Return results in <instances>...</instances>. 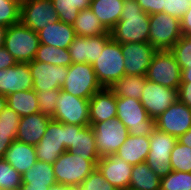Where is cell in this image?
Segmentation results:
<instances>
[{"mask_svg":"<svg viewBox=\"0 0 191 190\" xmlns=\"http://www.w3.org/2000/svg\"><path fill=\"white\" fill-rule=\"evenodd\" d=\"M149 16L136 0H124L120 20L110 31L112 39L122 44L149 43Z\"/></svg>","mask_w":191,"mask_h":190,"instance_id":"1","label":"cell"},{"mask_svg":"<svg viewBox=\"0 0 191 190\" xmlns=\"http://www.w3.org/2000/svg\"><path fill=\"white\" fill-rule=\"evenodd\" d=\"M100 157H81L65 151L53 164L56 183L77 188L97 168Z\"/></svg>","mask_w":191,"mask_h":190,"instance_id":"2","label":"cell"},{"mask_svg":"<svg viewBox=\"0 0 191 190\" xmlns=\"http://www.w3.org/2000/svg\"><path fill=\"white\" fill-rule=\"evenodd\" d=\"M117 118L131 136H150L156 128L155 119L149 117L140 100L116 97Z\"/></svg>","mask_w":191,"mask_h":190,"instance_id":"3","label":"cell"},{"mask_svg":"<svg viewBox=\"0 0 191 190\" xmlns=\"http://www.w3.org/2000/svg\"><path fill=\"white\" fill-rule=\"evenodd\" d=\"M38 33L24 26L21 22L7 27L4 48L15 58L17 63H30L39 48Z\"/></svg>","mask_w":191,"mask_h":190,"instance_id":"4","label":"cell"},{"mask_svg":"<svg viewBox=\"0 0 191 190\" xmlns=\"http://www.w3.org/2000/svg\"><path fill=\"white\" fill-rule=\"evenodd\" d=\"M125 59L122 55L121 43L111 39L92 67L102 87L110 88L125 75Z\"/></svg>","mask_w":191,"mask_h":190,"instance_id":"5","label":"cell"},{"mask_svg":"<svg viewBox=\"0 0 191 190\" xmlns=\"http://www.w3.org/2000/svg\"><path fill=\"white\" fill-rule=\"evenodd\" d=\"M95 71L89 63H72L68 67V75L61 89L75 97L90 99L102 89Z\"/></svg>","mask_w":191,"mask_h":190,"instance_id":"6","label":"cell"},{"mask_svg":"<svg viewBox=\"0 0 191 190\" xmlns=\"http://www.w3.org/2000/svg\"><path fill=\"white\" fill-rule=\"evenodd\" d=\"M150 151L146 163L151 170L161 179L171 173V152L177 143V138L155 128L151 135Z\"/></svg>","mask_w":191,"mask_h":190,"instance_id":"7","label":"cell"},{"mask_svg":"<svg viewBox=\"0 0 191 190\" xmlns=\"http://www.w3.org/2000/svg\"><path fill=\"white\" fill-rule=\"evenodd\" d=\"M182 70L170 50H158L146 72V79L165 87L178 90Z\"/></svg>","mask_w":191,"mask_h":190,"instance_id":"8","label":"cell"},{"mask_svg":"<svg viewBox=\"0 0 191 190\" xmlns=\"http://www.w3.org/2000/svg\"><path fill=\"white\" fill-rule=\"evenodd\" d=\"M149 43L157 50H170L182 36L180 19L160 12L149 16Z\"/></svg>","mask_w":191,"mask_h":190,"instance_id":"9","label":"cell"},{"mask_svg":"<svg viewBox=\"0 0 191 190\" xmlns=\"http://www.w3.org/2000/svg\"><path fill=\"white\" fill-rule=\"evenodd\" d=\"M100 157L115 155L129 135L126 126L117 117L104 122L90 124Z\"/></svg>","mask_w":191,"mask_h":190,"instance_id":"10","label":"cell"},{"mask_svg":"<svg viewBox=\"0 0 191 190\" xmlns=\"http://www.w3.org/2000/svg\"><path fill=\"white\" fill-rule=\"evenodd\" d=\"M52 119L61 123L83 127L90 125L89 99L75 97L60 89L55 114Z\"/></svg>","mask_w":191,"mask_h":190,"instance_id":"11","label":"cell"},{"mask_svg":"<svg viewBox=\"0 0 191 190\" xmlns=\"http://www.w3.org/2000/svg\"><path fill=\"white\" fill-rule=\"evenodd\" d=\"M66 149V124L51 120L45 134L35 145L37 160L54 164Z\"/></svg>","mask_w":191,"mask_h":190,"instance_id":"12","label":"cell"},{"mask_svg":"<svg viewBox=\"0 0 191 190\" xmlns=\"http://www.w3.org/2000/svg\"><path fill=\"white\" fill-rule=\"evenodd\" d=\"M58 20L52 0H24L20 5V22L35 32Z\"/></svg>","mask_w":191,"mask_h":190,"instance_id":"13","label":"cell"},{"mask_svg":"<svg viewBox=\"0 0 191 190\" xmlns=\"http://www.w3.org/2000/svg\"><path fill=\"white\" fill-rule=\"evenodd\" d=\"M141 100L149 117L156 118L178 100V90L165 87L145 78Z\"/></svg>","mask_w":191,"mask_h":190,"instance_id":"14","label":"cell"},{"mask_svg":"<svg viewBox=\"0 0 191 190\" xmlns=\"http://www.w3.org/2000/svg\"><path fill=\"white\" fill-rule=\"evenodd\" d=\"M28 65L35 92L61 89L68 75V67L66 66H57L34 60Z\"/></svg>","mask_w":191,"mask_h":190,"instance_id":"15","label":"cell"},{"mask_svg":"<svg viewBox=\"0 0 191 190\" xmlns=\"http://www.w3.org/2000/svg\"><path fill=\"white\" fill-rule=\"evenodd\" d=\"M156 128L179 138L191 128V108L177 100L155 120Z\"/></svg>","mask_w":191,"mask_h":190,"instance_id":"16","label":"cell"},{"mask_svg":"<svg viewBox=\"0 0 191 190\" xmlns=\"http://www.w3.org/2000/svg\"><path fill=\"white\" fill-rule=\"evenodd\" d=\"M121 50L125 59V74L146 75L147 69L158 51L150 43L129 42L122 44Z\"/></svg>","mask_w":191,"mask_h":190,"instance_id":"17","label":"cell"},{"mask_svg":"<svg viewBox=\"0 0 191 190\" xmlns=\"http://www.w3.org/2000/svg\"><path fill=\"white\" fill-rule=\"evenodd\" d=\"M111 39V34L91 37L76 35L74 41L68 47L72 63L94 64Z\"/></svg>","mask_w":191,"mask_h":190,"instance_id":"18","label":"cell"},{"mask_svg":"<svg viewBox=\"0 0 191 190\" xmlns=\"http://www.w3.org/2000/svg\"><path fill=\"white\" fill-rule=\"evenodd\" d=\"M133 165L115 155L100 157L97 168L106 181L117 190H126L130 186V177Z\"/></svg>","mask_w":191,"mask_h":190,"instance_id":"19","label":"cell"},{"mask_svg":"<svg viewBox=\"0 0 191 190\" xmlns=\"http://www.w3.org/2000/svg\"><path fill=\"white\" fill-rule=\"evenodd\" d=\"M30 89H33V79L28 63H17L8 69L0 70V94L8 96Z\"/></svg>","mask_w":191,"mask_h":190,"instance_id":"20","label":"cell"},{"mask_svg":"<svg viewBox=\"0 0 191 190\" xmlns=\"http://www.w3.org/2000/svg\"><path fill=\"white\" fill-rule=\"evenodd\" d=\"M117 117L116 96L103 87L89 99V122L96 124Z\"/></svg>","mask_w":191,"mask_h":190,"instance_id":"21","label":"cell"},{"mask_svg":"<svg viewBox=\"0 0 191 190\" xmlns=\"http://www.w3.org/2000/svg\"><path fill=\"white\" fill-rule=\"evenodd\" d=\"M51 120L50 117L39 112L20 117L16 140L35 146L45 134Z\"/></svg>","mask_w":191,"mask_h":190,"instance_id":"22","label":"cell"},{"mask_svg":"<svg viewBox=\"0 0 191 190\" xmlns=\"http://www.w3.org/2000/svg\"><path fill=\"white\" fill-rule=\"evenodd\" d=\"M3 159L22 176L37 161L35 146L14 140Z\"/></svg>","mask_w":191,"mask_h":190,"instance_id":"23","label":"cell"},{"mask_svg":"<svg viewBox=\"0 0 191 190\" xmlns=\"http://www.w3.org/2000/svg\"><path fill=\"white\" fill-rule=\"evenodd\" d=\"M41 44L68 49L76 37L73 25L58 20L37 32Z\"/></svg>","mask_w":191,"mask_h":190,"instance_id":"24","label":"cell"},{"mask_svg":"<svg viewBox=\"0 0 191 190\" xmlns=\"http://www.w3.org/2000/svg\"><path fill=\"white\" fill-rule=\"evenodd\" d=\"M150 151L149 136L128 135L124 144L117 150L115 156L122 158L125 162L136 165L146 162Z\"/></svg>","mask_w":191,"mask_h":190,"instance_id":"25","label":"cell"},{"mask_svg":"<svg viewBox=\"0 0 191 190\" xmlns=\"http://www.w3.org/2000/svg\"><path fill=\"white\" fill-rule=\"evenodd\" d=\"M124 0H91L90 9L110 32L120 20Z\"/></svg>","mask_w":191,"mask_h":190,"instance_id":"26","label":"cell"},{"mask_svg":"<svg viewBox=\"0 0 191 190\" xmlns=\"http://www.w3.org/2000/svg\"><path fill=\"white\" fill-rule=\"evenodd\" d=\"M22 184L26 187H52L56 185L53 164L37 160L36 163L22 175Z\"/></svg>","mask_w":191,"mask_h":190,"instance_id":"27","label":"cell"},{"mask_svg":"<svg viewBox=\"0 0 191 190\" xmlns=\"http://www.w3.org/2000/svg\"><path fill=\"white\" fill-rule=\"evenodd\" d=\"M6 103L20 117L38 113L40 109L37 102V93L33 89L15 92L6 96Z\"/></svg>","mask_w":191,"mask_h":190,"instance_id":"28","label":"cell"},{"mask_svg":"<svg viewBox=\"0 0 191 190\" xmlns=\"http://www.w3.org/2000/svg\"><path fill=\"white\" fill-rule=\"evenodd\" d=\"M160 178L146 162L133 165L130 177V190H160Z\"/></svg>","mask_w":191,"mask_h":190,"instance_id":"29","label":"cell"},{"mask_svg":"<svg viewBox=\"0 0 191 190\" xmlns=\"http://www.w3.org/2000/svg\"><path fill=\"white\" fill-rule=\"evenodd\" d=\"M75 34L78 36H99L111 34L94 15L90 8L83 9L79 12L75 23L73 24Z\"/></svg>","mask_w":191,"mask_h":190,"instance_id":"30","label":"cell"},{"mask_svg":"<svg viewBox=\"0 0 191 190\" xmlns=\"http://www.w3.org/2000/svg\"><path fill=\"white\" fill-rule=\"evenodd\" d=\"M145 76L127 75L116 81L110 89L116 97L134 98L141 100L142 92L145 89Z\"/></svg>","mask_w":191,"mask_h":190,"instance_id":"31","label":"cell"},{"mask_svg":"<svg viewBox=\"0 0 191 190\" xmlns=\"http://www.w3.org/2000/svg\"><path fill=\"white\" fill-rule=\"evenodd\" d=\"M34 61H41L52 65L66 67H69L72 64L68 49L57 48L55 46L41 43L36 52Z\"/></svg>","mask_w":191,"mask_h":190,"instance_id":"32","label":"cell"},{"mask_svg":"<svg viewBox=\"0 0 191 190\" xmlns=\"http://www.w3.org/2000/svg\"><path fill=\"white\" fill-rule=\"evenodd\" d=\"M70 152L81 157H100L96 148L94 132L90 125L82 127L76 134L75 148Z\"/></svg>","mask_w":191,"mask_h":190,"instance_id":"33","label":"cell"},{"mask_svg":"<svg viewBox=\"0 0 191 190\" xmlns=\"http://www.w3.org/2000/svg\"><path fill=\"white\" fill-rule=\"evenodd\" d=\"M170 165L173 171L191 173V148L178 141L171 152Z\"/></svg>","mask_w":191,"mask_h":190,"instance_id":"34","label":"cell"},{"mask_svg":"<svg viewBox=\"0 0 191 190\" xmlns=\"http://www.w3.org/2000/svg\"><path fill=\"white\" fill-rule=\"evenodd\" d=\"M22 176L3 158L0 159V190H18Z\"/></svg>","mask_w":191,"mask_h":190,"instance_id":"35","label":"cell"},{"mask_svg":"<svg viewBox=\"0 0 191 190\" xmlns=\"http://www.w3.org/2000/svg\"><path fill=\"white\" fill-rule=\"evenodd\" d=\"M160 190H191V173L172 171L161 178Z\"/></svg>","mask_w":191,"mask_h":190,"instance_id":"36","label":"cell"},{"mask_svg":"<svg viewBox=\"0 0 191 190\" xmlns=\"http://www.w3.org/2000/svg\"><path fill=\"white\" fill-rule=\"evenodd\" d=\"M60 21L73 25L79 14L76 0H52Z\"/></svg>","mask_w":191,"mask_h":190,"instance_id":"37","label":"cell"},{"mask_svg":"<svg viewBox=\"0 0 191 190\" xmlns=\"http://www.w3.org/2000/svg\"><path fill=\"white\" fill-rule=\"evenodd\" d=\"M20 22V5L11 0H0V25L9 27Z\"/></svg>","mask_w":191,"mask_h":190,"instance_id":"38","label":"cell"},{"mask_svg":"<svg viewBox=\"0 0 191 190\" xmlns=\"http://www.w3.org/2000/svg\"><path fill=\"white\" fill-rule=\"evenodd\" d=\"M37 93V102L39 104V113L53 118L55 114V106L60 93L59 90H50Z\"/></svg>","mask_w":191,"mask_h":190,"instance_id":"39","label":"cell"},{"mask_svg":"<svg viewBox=\"0 0 191 190\" xmlns=\"http://www.w3.org/2000/svg\"><path fill=\"white\" fill-rule=\"evenodd\" d=\"M76 190H117L105 180L102 173L95 168Z\"/></svg>","mask_w":191,"mask_h":190,"instance_id":"40","label":"cell"},{"mask_svg":"<svg viewBox=\"0 0 191 190\" xmlns=\"http://www.w3.org/2000/svg\"><path fill=\"white\" fill-rule=\"evenodd\" d=\"M170 51L174 54L181 70L184 69V61H191V36L182 35Z\"/></svg>","mask_w":191,"mask_h":190,"instance_id":"41","label":"cell"},{"mask_svg":"<svg viewBox=\"0 0 191 190\" xmlns=\"http://www.w3.org/2000/svg\"><path fill=\"white\" fill-rule=\"evenodd\" d=\"M191 6V0H165L163 12L181 19Z\"/></svg>","mask_w":191,"mask_h":190,"instance_id":"42","label":"cell"},{"mask_svg":"<svg viewBox=\"0 0 191 190\" xmlns=\"http://www.w3.org/2000/svg\"><path fill=\"white\" fill-rule=\"evenodd\" d=\"M17 129L0 127V159L4 158L7 149L16 140Z\"/></svg>","mask_w":191,"mask_h":190,"instance_id":"43","label":"cell"},{"mask_svg":"<svg viewBox=\"0 0 191 190\" xmlns=\"http://www.w3.org/2000/svg\"><path fill=\"white\" fill-rule=\"evenodd\" d=\"M20 121V116L17 112L10 109L6 105L3 111L0 113V127L5 128H18Z\"/></svg>","mask_w":191,"mask_h":190,"instance_id":"44","label":"cell"},{"mask_svg":"<svg viewBox=\"0 0 191 190\" xmlns=\"http://www.w3.org/2000/svg\"><path fill=\"white\" fill-rule=\"evenodd\" d=\"M141 9L148 15L163 12L165 0H136Z\"/></svg>","mask_w":191,"mask_h":190,"instance_id":"45","label":"cell"},{"mask_svg":"<svg viewBox=\"0 0 191 190\" xmlns=\"http://www.w3.org/2000/svg\"><path fill=\"white\" fill-rule=\"evenodd\" d=\"M178 100L191 108V82H181L178 89Z\"/></svg>","mask_w":191,"mask_h":190,"instance_id":"46","label":"cell"},{"mask_svg":"<svg viewBox=\"0 0 191 190\" xmlns=\"http://www.w3.org/2000/svg\"><path fill=\"white\" fill-rule=\"evenodd\" d=\"M83 126L66 124V149L70 151L75 148L76 134Z\"/></svg>","mask_w":191,"mask_h":190,"instance_id":"47","label":"cell"},{"mask_svg":"<svg viewBox=\"0 0 191 190\" xmlns=\"http://www.w3.org/2000/svg\"><path fill=\"white\" fill-rule=\"evenodd\" d=\"M17 64L15 58L3 47L0 49V70L8 69Z\"/></svg>","mask_w":191,"mask_h":190,"instance_id":"48","label":"cell"},{"mask_svg":"<svg viewBox=\"0 0 191 190\" xmlns=\"http://www.w3.org/2000/svg\"><path fill=\"white\" fill-rule=\"evenodd\" d=\"M182 35L191 36V6L180 19Z\"/></svg>","mask_w":191,"mask_h":190,"instance_id":"49","label":"cell"},{"mask_svg":"<svg viewBox=\"0 0 191 190\" xmlns=\"http://www.w3.org/2000/svg\"><path fill=\"white\" fill-rule=\"evenodd\" d=\"M181 82H191V61H184V69L181 73Z\"/></svg>","mask_w":191,"mask_h":190,"instance_id":"50","label":"cell"},{"mask_svg":"<svg viewBox=\"0 0 191 190\" xmlns=\"http://www.w3.org/2000/svg\"><path fill=\"white\" fill-rule=\"evenodd\" d=\"M177 141L180 143V144H183L187 147H190L191 148V128L185 133L183 134L182 136H180Z\"/></svg>","mask_w":191,"mask_h":190,"instance_id":"51","label":"cell"},{"mask_svg":"<svg viewBox=\"0 0 191 190\" xmlns=\"http://www.w3.org/2000/svg\"><path fill=\"white\" fill-rule=\"evenodd\" d=\"M91 0H76V8H78L79 11H82L83 9L90 8Z\"/></svg>","mask_w":191,"mask_h":190,"instance_id":"52","label":"cell"},{"mask_svg":"<svg viewBox=\"0 0 191 190\" xmlns=\"http://www.w3.org/2000/svg\"><path fill=\"white\" fill-rule=\"evenodd\" d=\"M7 27L0 25V49L4 47Z\"/></svg>","mask_w":191,"mask_h":190,"instance_id":"53","label":"cell"},{"mask_svg":"<svg viewBox=\"0 0 191 190\" xmlns=\"http://www.w3.org/2000/svg\"><path fill=\"white\" fill-rule=\"evenodd\" d=\"M49 190H76V188L70 187V186H65L62 184H56V185L50 187Z\"/></svg>","mask_w":191,"mask_h":190,"instance_id":"54","label":"cell"},{"mask_svg":"<svg viewBox=\"0 0 191 190\" xmlns=\"http://www.w3.org/2000/svg\"><path fill=\"white\" fill-rule=\"evenodd\" d=\"M49 187H26L24 184L18 190H49Z\"/></svg>","mask_w":191,"mask_h":190,"instance_id":"55","label":"cell"},{"mask_svg":"<svg viewBox=\"0 0 191 190\" xmlns=\"http://www.w3.org/2000/svg\"><path fill=\"white\" fill-rule=\"evenodd\" d=\"M7 105L6 96L0 94V113L3 111L4 107Z\"/></svg>","mask_w":191,"mask_h":190,"instance_id":"56","label":"cell"},{"mask_svg":"<svg viewBox=\"0 0 191 190\" xmlns=\"http://www.w3.org/2000/svg\"><path fill=\"white\" fill-rule=\"evenodd\" d=\"M11 1L18 3L19 5H21L24 2V0H11Z\"/></svg>","mask_w":191,"mask_h":190,"instance_id":"57","label":"cell"}]
</instances>
